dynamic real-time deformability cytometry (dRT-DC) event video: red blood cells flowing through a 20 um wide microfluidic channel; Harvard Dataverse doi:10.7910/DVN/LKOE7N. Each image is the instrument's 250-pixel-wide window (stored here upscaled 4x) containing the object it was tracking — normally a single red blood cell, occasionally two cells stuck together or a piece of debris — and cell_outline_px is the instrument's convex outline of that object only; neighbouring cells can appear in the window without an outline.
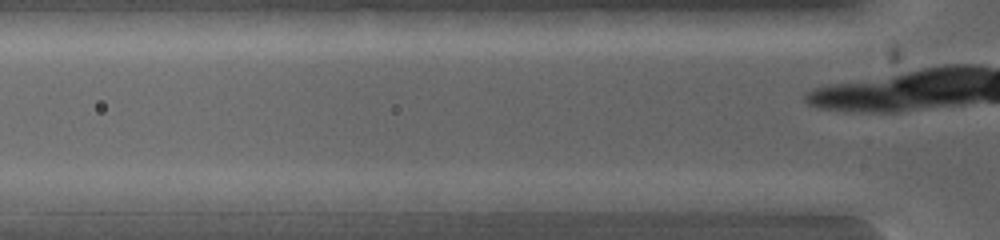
{"species": "common noctule bat (a hibernating species)", "species_latin": "Nyctalus noctula", "temperature_condition": "warm", "stored_images_in_passage": 7, "segment_of_instrument_passage": [1, 2], "camera_frame_rate_fps": 5000, "um_per_image_px": 0.085, "animal": {"sex": "female", "body_mass_g": 19.0, "forearm_length_mm": 53.3}, "frame": {"image": 1, "passage_image": 4, "time_ms": 0.6, "image_size_px": [1000, 240], "cell_outline_px": [[664, 200], [652, 208], [644, 212], [496, 212], [492, 200], [500, 192], [592, 192]], "centroid_in_image_um": [48.5, 17.21], "position_along_channel_um": 77.3, "area_um2": 21.56}}